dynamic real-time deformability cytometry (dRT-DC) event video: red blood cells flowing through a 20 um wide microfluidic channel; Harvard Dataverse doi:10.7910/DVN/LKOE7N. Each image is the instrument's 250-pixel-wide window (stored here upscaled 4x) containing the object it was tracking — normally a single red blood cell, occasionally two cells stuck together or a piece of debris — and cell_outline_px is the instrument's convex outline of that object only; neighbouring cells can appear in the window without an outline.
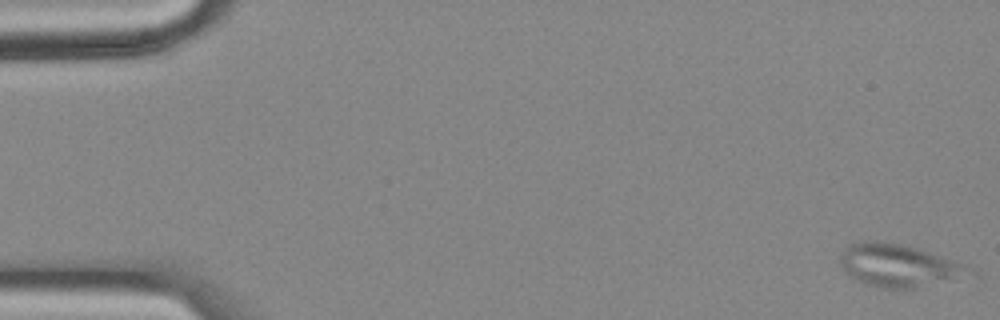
{"species": "common noctule bat (a hibernating species)", "species_latin": "Nyctalus noctula", "temperature_condition": "cold", "stored_images_in_passage": 57, "camera_frame_rate_fps": 3000, "um_per_image_px": 0.085, "animal": {"sex": "female", "body_mass_g": 18.4}, "frame": {"image": 1, "passage_image": 1, "time_ms": 0.0, "image_size_px": [1000, 320], "cell_outline_px": [[976, 272], [956, 280], [916, 288], [880, 288], [864, 284], [848, 276], [840, 264], [840, 256], [844, 248], [848, 244], [864, 240], [876, 240], [900, 244], [916, 248], [956, 260], [972, 268]], "centroid_in_image_um": [76.39, 22.57], "position_along_channel_um": 8.6, "area_um2": 32.6}}
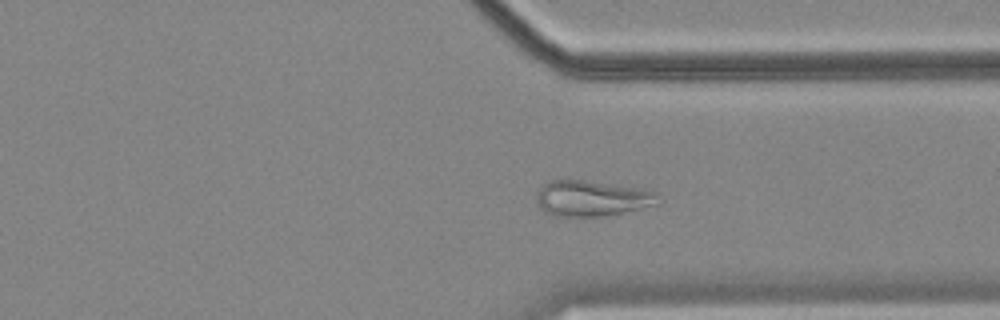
{"frame": {"image": 2, "passage_image": 43, "time_ms": 14.0, "image_size_px": [1000, 320], "cell_outline_px": [[660, 204], [604, 216], [556, 216], [544, 212], [540, 208], [536, 200], [536, 196], [540, 188], [548, 180], [580, 180], [640, 188], [660, 192]], "centroid_in_image_um": [50.34, 16.86], "position_along_channel_um": 361.1, "area_um2": 25.37}}
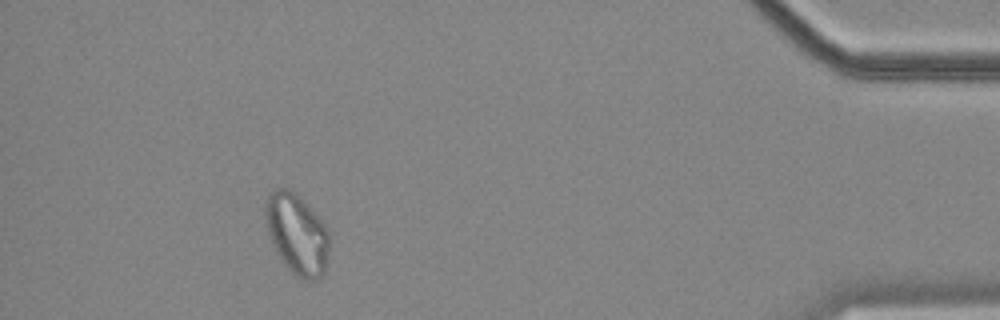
{"frame": {"image": 3, "passage_image": 52, "time_ms": 17.0, "image_size_px": [1000, 320], "cell_outline_px": [[328, 248], [324, 272], [316, 280], [304, 280], [296, 276], [284, 264], [276, 252], [268, 232], [264, 212], [264, 208], [268, 196], [272, 188], [288, 188], [328, 224]], "centroid_in_image_um": [25.23, 19.88], "position_along_channel_um": 410.0, "area_um2": 29.88}, "authors_computed_cell_mechanics": {"area_um2": 28.0908, "velocity_mm_per_s": 3.521, "shape_relaxation_time_tau1_ms": null, "shape_relaxation_time_tau2_ms": 3.9018, "deformation_change_tau1": null, "deformation_change_tau2": 0.0845}}